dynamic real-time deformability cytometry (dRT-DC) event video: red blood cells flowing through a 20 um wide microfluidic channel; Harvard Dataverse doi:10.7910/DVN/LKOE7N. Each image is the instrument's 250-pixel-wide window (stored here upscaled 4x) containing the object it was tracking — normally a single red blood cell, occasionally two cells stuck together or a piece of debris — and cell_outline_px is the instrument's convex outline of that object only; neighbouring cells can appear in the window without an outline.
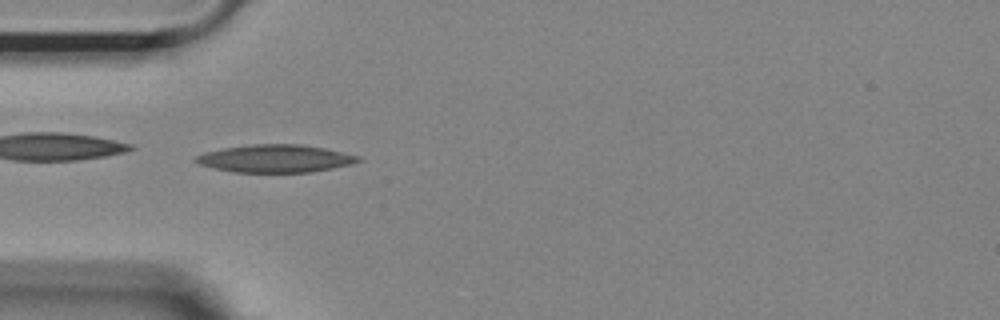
{"species": "Egyptian fruit bat (a non-hibernating species)", "species_latin": "Rousettus aegyptiacus", "temperature_condition": "room temperature", "stored_images_in_passage": 47, "camera_frame_rate_fps": 3000, "um_per_image_px": 0.085, "animal": {"sex": "female"}, "frame": {"image": 1, "passage_image": 9, "time_ms": 2.667, "image_size_px": [1000, 320], "cell_outline_px": [[360, 160], [352, 164], [312, 172], [232, 172], [212, 168], [200, 164], [192, 160], [196, 156], [204, 152], [224, 148], [252, 144], [300, 144], [324, 148], [360, 156]], "centroid_in_image_um": [23.37, 13.48], "position_along_channel_um": 61.6, "area_um2": 26.18}}
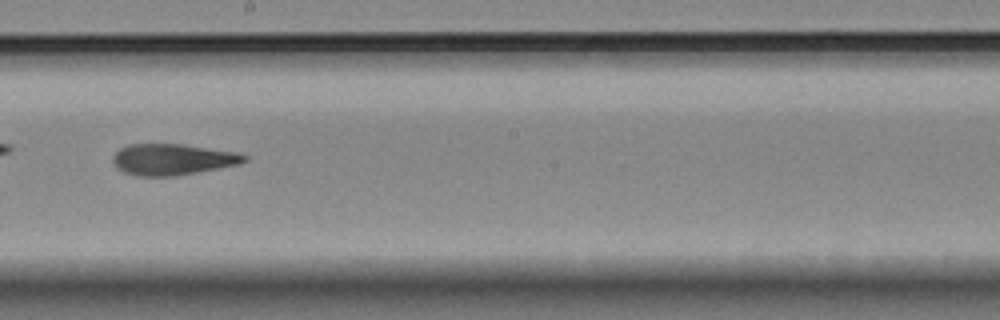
{"frame": {"image": 2, "passage_image": 23, "time_ms": 7.333, "image_size_px": [1000, 320], "cell_outline_px": [[248, 160], [240, 164], [176, 176], [136, 176], [124, 172], [116, 168], [112, 164], [112, 156], [120, 148], [128, 144], [180, 144], [236, 152], [248, 156]], "centroid_in_image_um": [14.63, 13.56], "position_along_channel_um": 233.6, "area_um2": 23.99}}
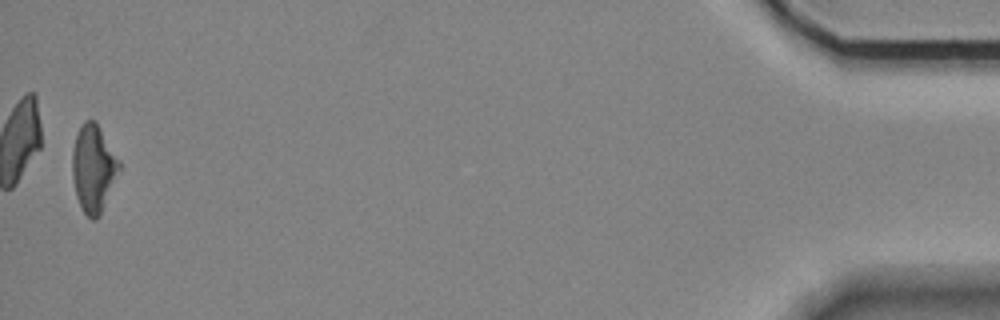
{"frame": {"image": 3, "passage_image": 46, "time_ms": 15.0, "image_size_px": [1000, 320], "cell_outline_px": [[120, 168], [100, 216], [96, 220], [92, 220], [84, 212], [76, 196], [72, 176], [72, 152], [76, 136], [84, 120], [96, 120], [120, 160]], "centroid_in_image_um": [7.94, 14.3], "position_along_channel_um": 427.3, "area_um2": 23.81}, "authors_computed_cell_mechanics": {"area_um2": 23.987, "velocity_mm_per_s": 3.6878, "shape_relaxation_time_tau1_ms": null, "shape_relaxation_time_tau2_ms": 5.9948, "deformation_change_tau1": null, "deformation_change_tau2": 0.1772}}